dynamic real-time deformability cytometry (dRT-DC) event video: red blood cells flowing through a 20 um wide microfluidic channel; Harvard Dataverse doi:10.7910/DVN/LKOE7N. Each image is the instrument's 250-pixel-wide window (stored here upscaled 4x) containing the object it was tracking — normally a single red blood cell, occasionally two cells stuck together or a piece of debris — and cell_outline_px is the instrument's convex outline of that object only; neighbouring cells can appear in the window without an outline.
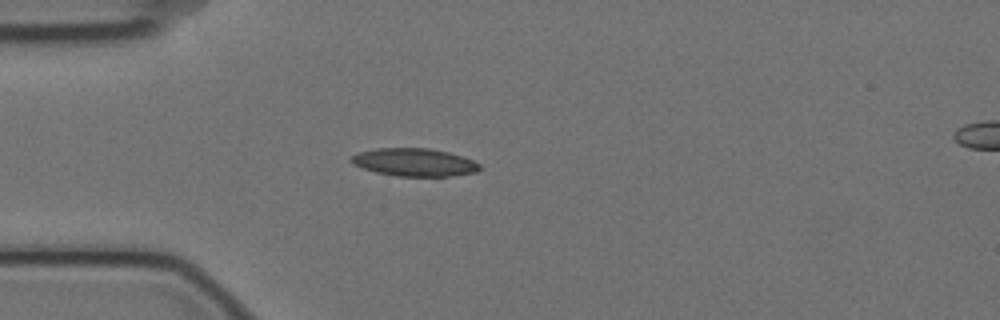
{"species": "Egyptian fruit bat (a non-hibernating species)", "species_latin": "Rousettus aegyptiacus", "temperature_condition": "cold", "stored_images_in_passage": 2, "camera_frame_rate_fps": 3000, "um_per_image_px": 0.085, "animal": {"sex": "female"}, "frame": {"image": 1, "passage_image": 1, "time_ms": 0.0, "image_size_px": [1000, 320], "cell_outline_px": [[480, 168], [476, 172], [452, 176], [396, 176], [376, 172], [352, 164], [348, 160], [352, 156], [360, 152], [376, 148], [428, 148], [448, 152], [472, 160], [480, 164]], "centroid_in_image_um": [35.2, 13.79], "position_along_channel_um": 49.8, "area_um2": 20.75}}